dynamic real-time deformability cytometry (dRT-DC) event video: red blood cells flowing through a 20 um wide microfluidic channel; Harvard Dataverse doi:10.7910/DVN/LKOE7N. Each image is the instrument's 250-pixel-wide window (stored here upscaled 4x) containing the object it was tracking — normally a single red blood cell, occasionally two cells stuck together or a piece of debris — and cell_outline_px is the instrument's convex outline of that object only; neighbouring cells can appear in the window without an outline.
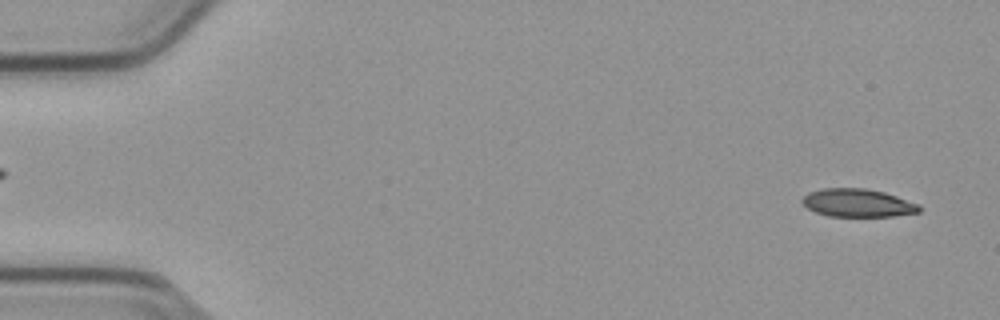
{"species": "common noctule bat (a hibernating species)", "species_latin": "Nyctalus noctula", "temperature_condition": "cold", "stored_images_in_passage": 53, "camera_frame_rate_fps": 3000, "um_per_image_px": 0.085, "animal": {"sex": "male", "body_mass_g": 23.1, "forearm_length_mm": 52.7}, "frame": {"image": 1, "passage_image": 2, "time_ms": 0.333, "image_size_px": [1000, 320], "cell_outline_px": [[920, 212], [892, 216], [828, 216], [816, 212], [808, 208], [800, 200], [808, 192], [824, 188], [864, 188], [884, 192], [920, 204]], "centroid_in_image_um": [72.9, 17.24], "position_along_channel_um": 12.1, "area_um2": 19.07}}
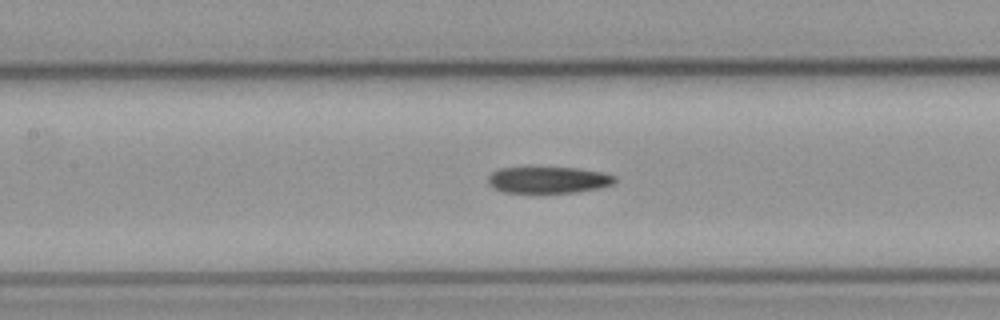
{"frame": {"image": 2, "passage_image": 24, "time_ms": 7.667, "image_size_px": [1000, 320], "cell_outline_px": [[616, 180], [612, 184], [600, 188], [576, 192], [504, 192], [492, 188], [488, 184], [488, 176], [492, 172], [500, 168], [576, 168], [600, 172], [616, 176]], "centroid_in_image_um": [46.59, 15.3], "position_along_channel_um": 160.8, "area_um2": 19.36}}
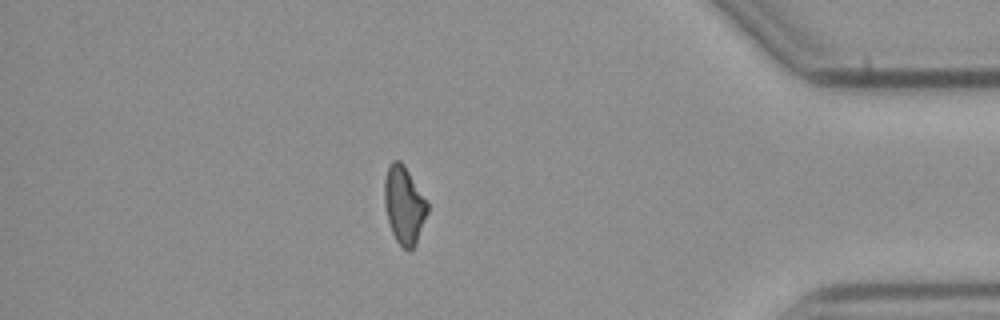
{"frame": {"image": 3, "passage_image": 46, "time_ms": 15.0, "image_size_px": [1000, 320], "cell_outline_px": [[428, 212], [416, 244], [408, 252], [396, 240], [392, 232], [388, 220], [384, 204], [384, 180], [388, 168], [392, 160], [400, 160], [404, 164], [428, 204]], "centroid_in_image_um": [34.34, 17.43], "position_along_channel_um": 400.9, "area_um2": 19.31}, "authors_computed_cell_mechanics": {"area_um2": 20.4034, "velocity_mm_per_s": 3.8003, "shape_relaxation_time_tau1_ms": 8.9229, "shape_relaxation_time_tau2_ms": 7.7778, "deformation_change_tau1": 0.2015, "deformation_change_tau2": 0.174}}